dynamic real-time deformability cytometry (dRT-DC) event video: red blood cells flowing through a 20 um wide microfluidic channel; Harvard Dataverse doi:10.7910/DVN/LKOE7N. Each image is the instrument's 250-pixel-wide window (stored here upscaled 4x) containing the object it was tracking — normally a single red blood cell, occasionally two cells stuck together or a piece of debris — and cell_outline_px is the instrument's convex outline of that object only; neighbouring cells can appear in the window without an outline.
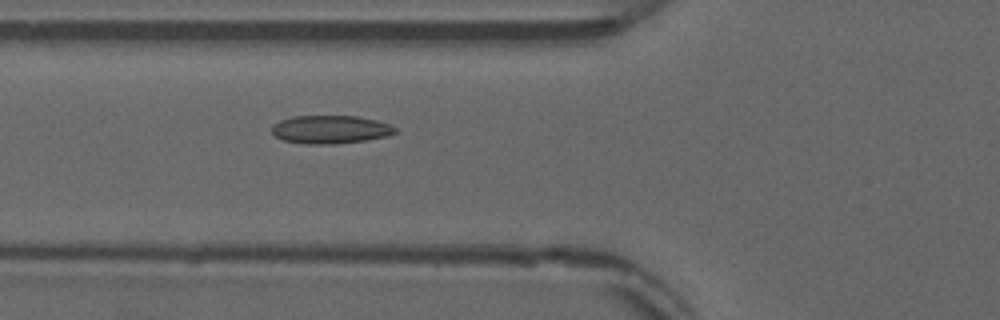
{"species": "common noctule bat (a hibernating species)", "species_latin": "Nyctalus noctula", "temperature_condition": "warm", "stored_images_in_passage": 49, "camera_frame_rate_fps": 3000, "um_per_image_px": 0.085, "animal": {"sex": "male", "forearm_length_mm": 52.5}, "frame": {"image": 1, "passage_image": 16, "time_ms": 5.0, "image_size_px": [1000, 320], "cell_outline_px": [[400, 132], [388, 136], [364, 140], [332, 144], [304, 144], [284, 140], [276, 136], [272, 132], [272, 124], [280, 120], [292, 116], [356, 116], [376, 120], [388, 124], [396, 128]], "centroid_in_image_um": [28.09, 11.0], "position_along_channel_um": 97.7, "area_um2": 20.29}}
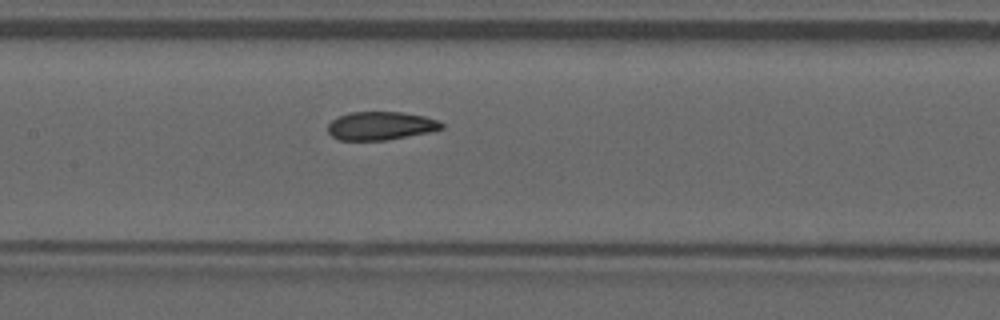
{"frame": {"image": 2, "passage_image": 22, "time_ms": 7.0, "image_size_px": [1000, 320], "cell_outline_px": [[444, 128], [428, 132], [388, 140], [340, 140], [332, 136], [328, 132], [328, 124], [332, 120], [348, 112], [400, 112], [424, 116], [440, 120], [444, 124]], "centroid_in_image_um": [32.37, 10.69], "position_along_channel_um": 175.0, "area_um2": 18.79}}
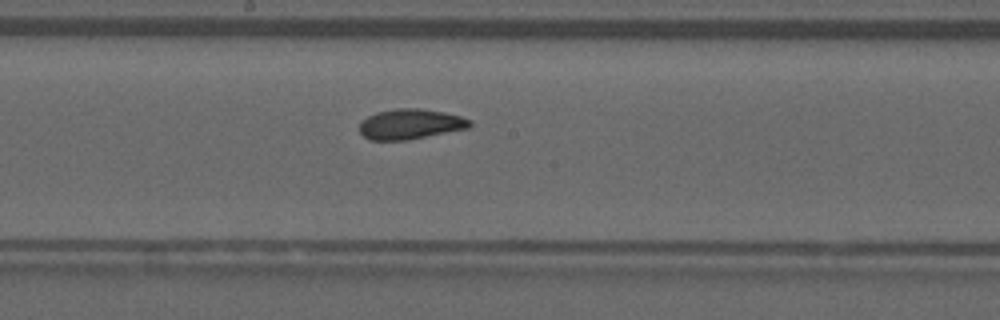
{"frame": {"image": 3, "passage_image": 25, "time_ms": 8.0, "image_size_px": [1000, 320], "cell_outline_px": [[472, 124], [468, 128], [408, 140], [368, 140], [360, 132], [360, 124], [368, 116], [376, 112], [396, 108], [420, 108], [444, 112], [460, 116], [472, 120]], "centroid_in_image_um": [34.89, 10.54], "position_along_channel_um": 213.3, "area_um2": 19.42}, "authors_computed_cell_mechanics": {"area_um2": 19.363, "velocity_mm_per_s": 3.8489, "shape_relaxation_time_tau1_ms": null, "shape_relaxation_time_tau2_ms": 1.4601, "deformation_change_tau1": null, "deformation_change_tau2": 0.0538}}